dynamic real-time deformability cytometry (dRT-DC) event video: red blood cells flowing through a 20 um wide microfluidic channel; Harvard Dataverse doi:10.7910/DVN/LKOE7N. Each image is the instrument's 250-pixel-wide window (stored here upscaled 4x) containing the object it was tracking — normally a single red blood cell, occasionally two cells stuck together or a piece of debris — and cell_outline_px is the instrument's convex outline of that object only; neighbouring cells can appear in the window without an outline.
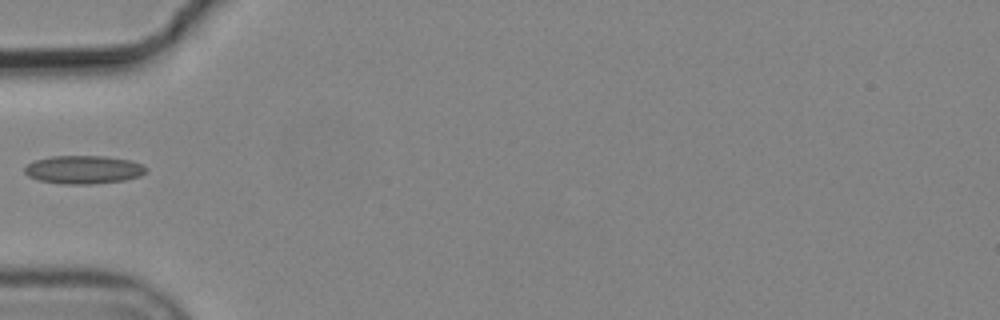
{"species": "common noctule bat (a hibernating species)", "species_latin": "Nyctalus noctula", "temperature_condition": "cold", "stored_images_in_passage": 2, "camera_frame_rate_fps": 3000, "um_per_image_px": 0.085, "animal": {"sex": "male", "body_mass_g": 19.2, "forearm_length_mm": 51.8}, "frame": {"image": 1, "passage_image": 1, "time_ms": 0.0, "image_size_px": [1000, 320], "cell_outline_px": [[148, 172], [140, 176], [124, 180], [92, 184], [60, 184], [40, 180], [28, 176], [24, 172], [24, 168], [28, 164], [36, 160], [52, 156], [104, 156], [132, 160], [144, 164], [148, 168]], "centroid_in_image_um": [7.16, 14.42], "position_along_channel_um": 77.8, "area_um2": 20.17}}
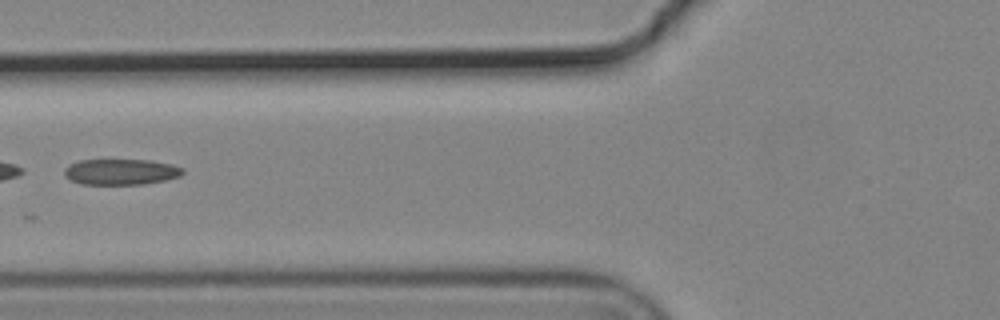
{"frame": {"image": 2, "passage_image": 2, "time_ms": 0.333, "image_size_px": [1000, 320], "cell_outline_px": [[184, 172], [180, 176], [164, 180], [144, 184], [80, 184], [72, 180], [64, 172], [64, 168], [68, 164], [80, 160], [148, 160], [172, 164], [184, 168]], "centroid_in_image_um": [10.29, 14.6], "position_along_channel_um": 115.5, "area_um2": 17.74}}